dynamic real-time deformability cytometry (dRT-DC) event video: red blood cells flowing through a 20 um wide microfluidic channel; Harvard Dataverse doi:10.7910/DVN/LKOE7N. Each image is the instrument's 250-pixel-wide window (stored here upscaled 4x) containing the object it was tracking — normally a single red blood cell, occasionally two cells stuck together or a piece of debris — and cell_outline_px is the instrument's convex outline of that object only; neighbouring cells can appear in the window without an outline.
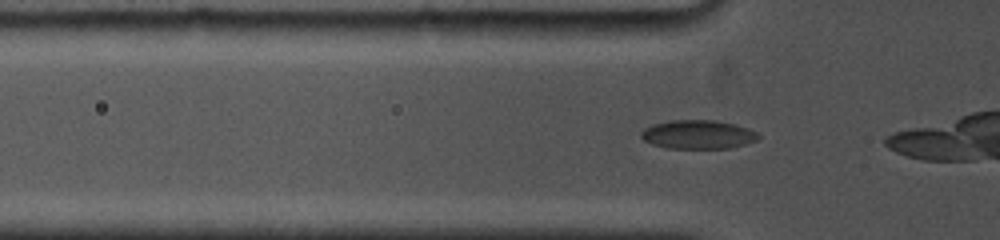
{"species": "common noctule bat (a hibernating species)", "species_latin": "Nyctalus noctula", "temperature_condition": "cold", "stored_images_in_passage": 6, "camera_frame_rate_fps": 5000, "um_per_image_px": 0.085, "animal": {"sex": "female", "body_mass_g": 19.0, "forearm_length_mm": 53.3}, "frame": {"image": 1, "passage_image": 3, "time_ms": 0.6, "image_size_px": [1000, 240], "cell_outline_px": [[760, 136], [756, 140], [744, 144], [728, 148], [668, 148], [652, 144], [644, 140], [640, 136], [640, 132], [644, 128], [652, 124], [672, 120], [712, 120], [732, 124], [748, 128], [756, 132]], "centroid_in_image_um": [59.28, 11.43], "position_along_channel_um": 66.5, "area_um2": 19.48}}